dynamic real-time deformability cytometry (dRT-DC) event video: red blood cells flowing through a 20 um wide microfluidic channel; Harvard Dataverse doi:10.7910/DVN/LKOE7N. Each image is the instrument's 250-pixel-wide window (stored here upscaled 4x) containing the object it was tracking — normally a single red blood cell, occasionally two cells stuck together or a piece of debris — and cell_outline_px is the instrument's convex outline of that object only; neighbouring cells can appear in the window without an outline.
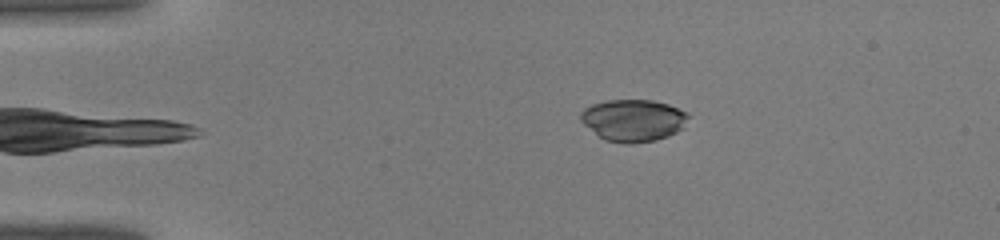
{"species": "common noctule bat (a hibernating species)", "species_latin": "Nyctalus noctula", "temperature_condition": "warm", "stored_images_in_passage": 35, "camera_frame_rate_fps": 3000, "um_per_image_px": 0.085, "animal": {"sex": "male", "body_mass_g": 19.0, "forearm_length_mm": 50.8}, "frame": {"image": 1, "passage_image": 1, "time_ms": 0.0, "image_size_px": [1000, 240], "cell_outline_px": [[688, 116], [684, 128], [668, 136], [656, 140], [628, 144], [624, 144], [604, 140], [584, 124], [580, 120], [580, 112], [584, 108], [592, 104], [608, 100], [652, 100], [668, 104], [688, 112]], "centroid_in_image_um": [53.83, 10.23], "position_along_channel_um": 31.2, "area_um2": 26.47}}
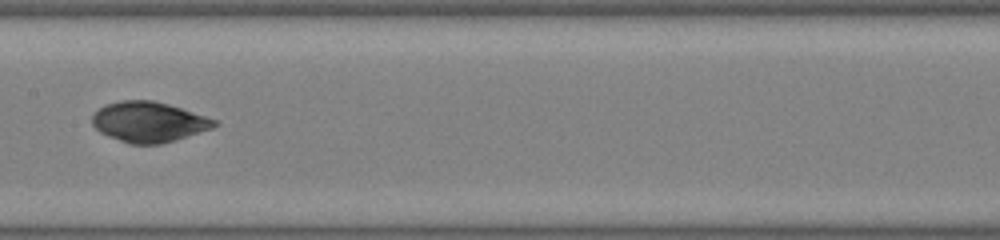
{"frame": {"image": 2, "passage_image": 15, "time_ms": 4.667, "image_size_px": [1000, 240], "cell_outline_px": [[220, 124], [212, 128], [176, 140], [160, 144], [128, 144], [108, 136], [100, 132], [92, 124], [92, 116], [104, 104], [120, 100], [152, 100], [168, 104], [216, 120]], "centroid_in_image_um": [12.62, 10.37], "position_along_channel_um": 194.8, "area_um2": 28.61}}
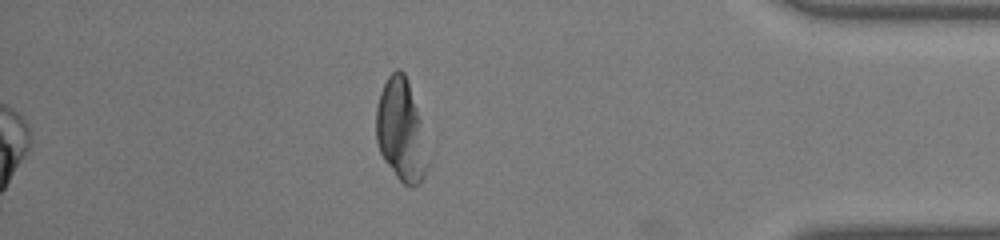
{"frame": {"image": 3, "passage_image": 30, "time_ms": 9.667, "image_size_px": [1000, 240], "cell_outline_px": [[428, 164], [424, 176], [420, 184], [404, 184], [396, 176], [384, 160], [380, 152], [376, 140], [376, 108], [380, 92], [388, 76], [396, 68], [400, 68], [404, 72], [408, 80], [420, 120]], "centroid_in_image_um": [34.05, 11.06], "position_along_channel_um": 401.1, "area_um2": 30.11}}